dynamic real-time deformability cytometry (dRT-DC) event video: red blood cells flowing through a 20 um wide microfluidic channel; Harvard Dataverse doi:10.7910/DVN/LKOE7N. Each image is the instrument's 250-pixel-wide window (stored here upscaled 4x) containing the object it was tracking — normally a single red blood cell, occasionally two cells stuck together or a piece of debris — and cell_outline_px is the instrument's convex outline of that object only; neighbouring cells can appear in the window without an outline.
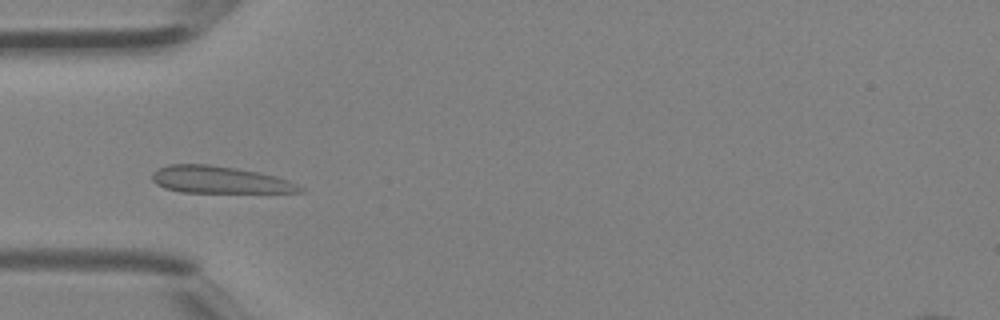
{"species": "Egyptian fruit bat (a non-hibernating species)", "species_latin": "Rousettus aegyptiacus", "temperature_condition": "room temperature", "stored_images_in_passage": 39, "camera_frame_rate_fps": 3000, "um_per_image_px": 0.085, "animal": {"sex": "female"}, "frame": {"image": 1, "passage_image": 10, "time_ms": 3.0, "image_size_px": [1000, 320], "cell_outline_px": [[304, 192], [180, 192], [164, 188], [156, 184], [152, 180], [152, 172], [168, 164], [208, 164], [236, 168], [276, 176], [288, 180], [304, 188]], "centroid_in_image_um": [18.63, 15.28], "position_along_channel_um": 66.4, "area_um2": 23.18}}
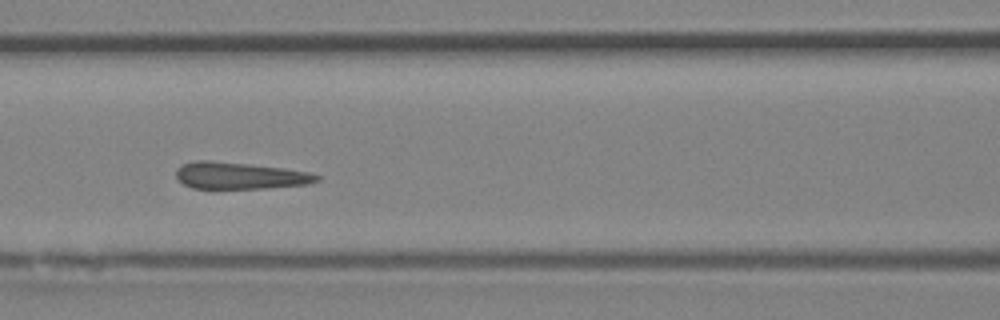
{"frame": {"image": 2, "passage_image": 15, "time_ms": 4.667, "image_size_px": [1000, 320], "cell_outline_px": [[320, 180], [308, 184], [264, 188], [192, 188], [184, 184], [176, 176], [176, 168], [184, 164], [196, 160], [208, 160], [248, 164], [284, 168], [308, 172], [320, 176]], "centroid_in_image_um": [20.38, 14.92], "position_along_channel_um": 146.2, "area_um2": 21.79}}
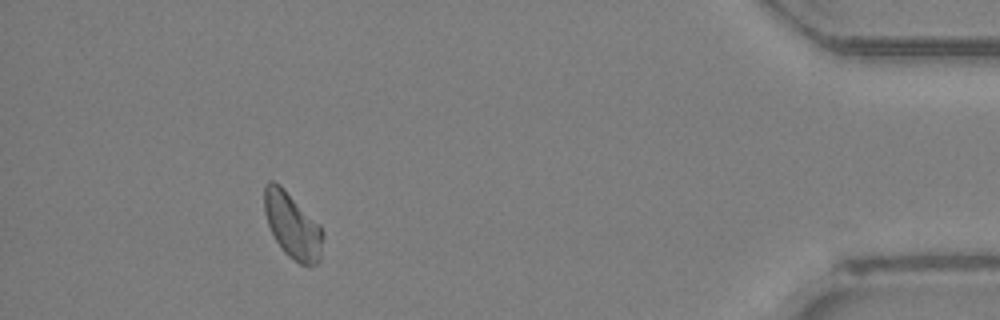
{"frame": {"image": 3, "passage_image": 35, "time_ms": 11.333, "image_size_px": [1000, 320], "cell_outline_px": [[324, 236], [320, 260], [316, 264], [300, 264], [288, 256], [284, 252], [276, 240], [268, 224], [264, 212], [264, 184], [268, 180], [272, 180], [280, 184], [320, 224], [324, 232]], "centroid_in_image_um": [24.86, 19.14], "position_along_channel_um": 410.3, "area_um2": 22.54}}